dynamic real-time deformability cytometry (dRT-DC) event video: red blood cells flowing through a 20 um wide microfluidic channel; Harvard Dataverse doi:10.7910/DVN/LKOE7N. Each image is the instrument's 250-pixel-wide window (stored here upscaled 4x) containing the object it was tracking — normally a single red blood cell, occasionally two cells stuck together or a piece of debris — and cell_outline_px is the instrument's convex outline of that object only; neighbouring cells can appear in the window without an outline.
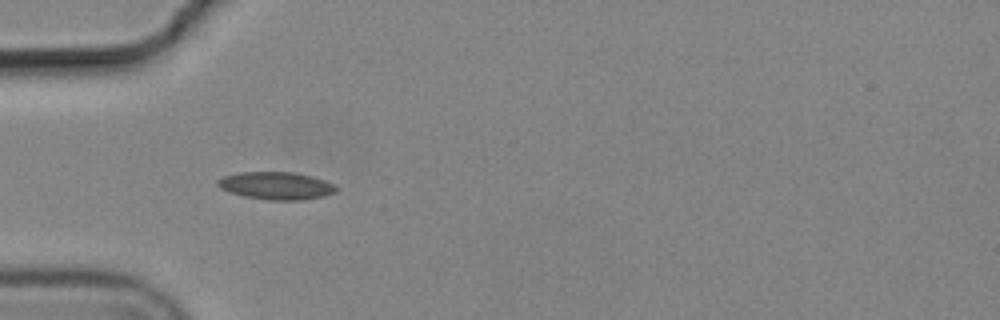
{"species": "common noctule bat (a hibernating species)", "species_latin": "Nyctalus noctula", "temperature_condition": "cold", "stored_images_in_passage": 6, "camera_frame_rate_fps": 3000, "um_per_image_px": 0.085, "animal": {"sex": "male", "body_mass_g": 19.2, "forearm_length_mm": 51.8}, "frame": {"image": 1, "passage_image": 5, "time_ms": 1.333, "image_size_px": [1000, 320], "cell_outline_px": [[336, 192], [324, 196], [300, 200], [272, 200], [244, 196], [220, 188], [216, 184], [216, 180], [224, 176], [240, 172], [292, 172], [312, 176], [324, 180], [332, 184], [336, 188]], "centroid_in_image_um": [23.46, 15.78], "position_along_channel_um": 61.5, "area_um2": 18.84}}
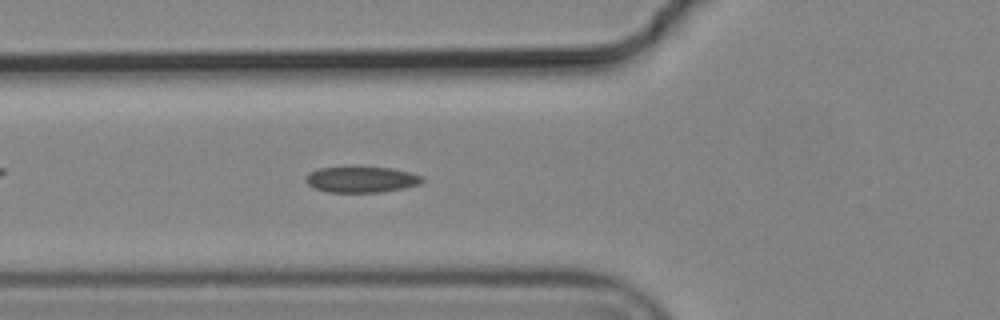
{"frame": {"image": 2, "passage_image": 6, "time_ms": 1.667, "image_size_px": [1000, 320], "cell_outline_px": [[424, 180], [420, 184], [404, 188], [380, 192], [328, 192], [312, 188], [304, 180], [308, 172], [320, 168], [352, 164], [360, 164], [392, 168], [424, 176]], "centroid_in_image_um": [30.68, 15.2], "position_along_channel_um": 95.1, "area_um2": 18.61}}